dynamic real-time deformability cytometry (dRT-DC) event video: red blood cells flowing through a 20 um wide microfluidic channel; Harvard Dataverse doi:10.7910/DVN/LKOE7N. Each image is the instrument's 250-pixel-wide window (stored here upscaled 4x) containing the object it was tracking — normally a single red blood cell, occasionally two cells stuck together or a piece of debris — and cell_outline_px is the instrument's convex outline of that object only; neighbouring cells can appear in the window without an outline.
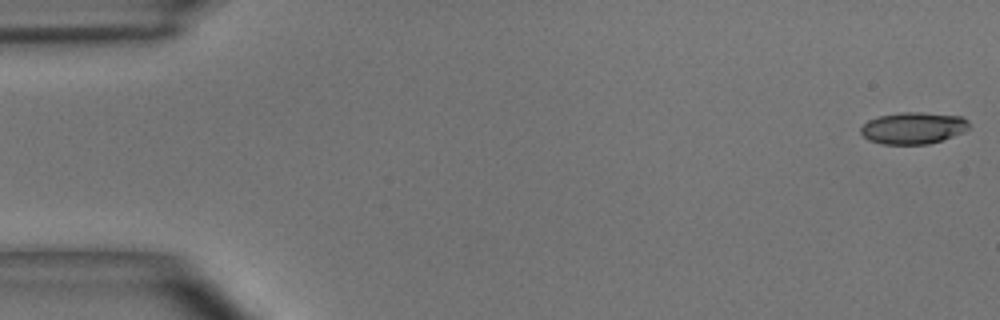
{"species": "common noctule bat (a hibernating species)", "species_latin": "Nyctalus noctula", "temperature_condition": "room temperature", "stored_images_in_passage": 54, "camera_frame_rate_fps": 3000, "um_per_image_px": 0.085, "animal": {"sex": "male", "body_mass_g": 15.6}, "frame": {"image": 1, "passage_image": 1, "time_ms": 0.0, "image_size_px": [1000, 320], "cell_outline_px": [[968, 128], [964, 132], [928, 144], [884, 144], [868, 140], [860, 132], [860, 128], [868, 120], [880, 116], [900, 112], [920, 112], [960, 116], [968, 120]], "centroid_in_image_um": [77.61, 10.88], "position_along_channel_um": 7.4, "area_um2": 19.88}}
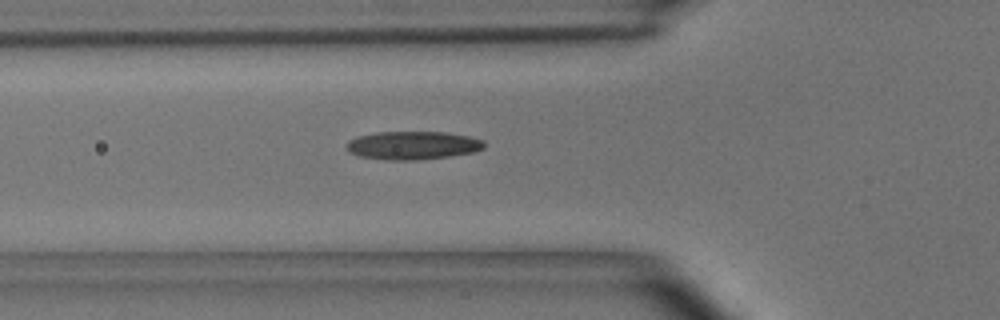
{"frame": {"image": 2, "passage_image": 19, "time_ms": 6.0, "image_size_px": [1000, 320], "cell_outline_px": [[484, 148], [472, 152], [452, 156], [420, 160], [388, 160], [360, 156], [352, 152], [348, 148], [348, 140], [360, 136], [376, 132], [448, 132], [468, 136], [484, 140]], "centroid_in_image_um": [35.14, 12.35], "position_along_channel_um": 90.7, "area_um2": 22.54}}
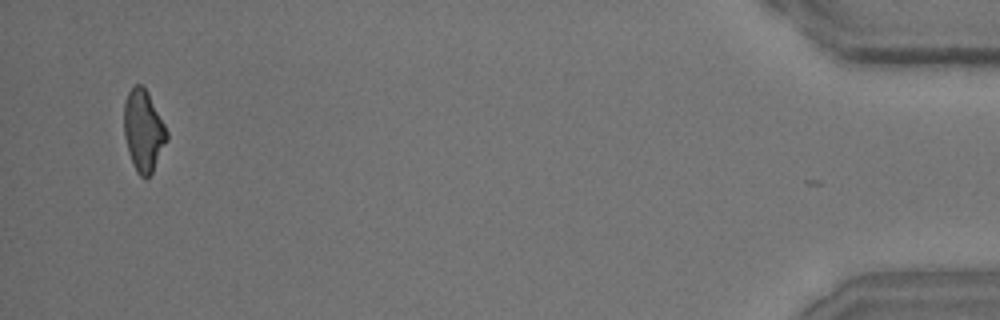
{"frame": {"image": 3, "passage_image": 53, "time_ms": 17.333, "image_size_px": [1000, 320], "cell_outline_px": [[168, 140], [152, 172], [148, 176], [140, 176], [136, 172], [132, 164], [124, 136], [124, 100], [128, 92], [136, 84], [140, 84], [148, 92], [168, 132]], "centroid_in_image_um": [12.18, 11.1], "position_along_channel_um": 423.0, "area_um2": 20.23}, "authors_computed_cell_mechanics": {"area_um2": 21.1837, "velocity_mm_per_s": 3.6457, "shape_relaxation_time_tau1_ms": 4.7003, "shape_relaxation_time_tau2_ms": 2.9767, "deformation_change_tau1": 0.1802, "deformation_change_tau2": 0.1233}}